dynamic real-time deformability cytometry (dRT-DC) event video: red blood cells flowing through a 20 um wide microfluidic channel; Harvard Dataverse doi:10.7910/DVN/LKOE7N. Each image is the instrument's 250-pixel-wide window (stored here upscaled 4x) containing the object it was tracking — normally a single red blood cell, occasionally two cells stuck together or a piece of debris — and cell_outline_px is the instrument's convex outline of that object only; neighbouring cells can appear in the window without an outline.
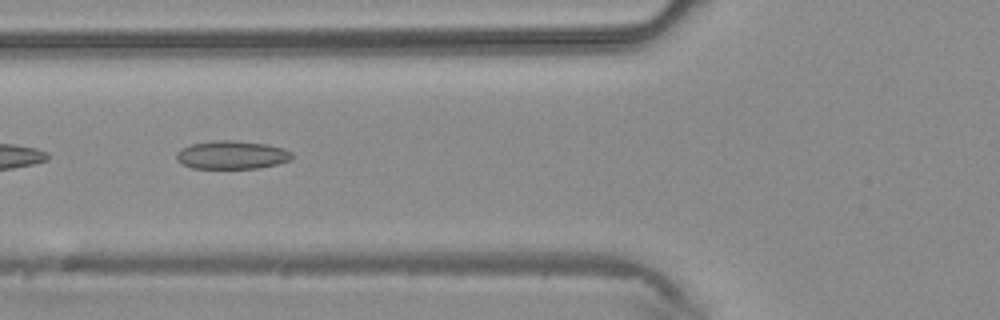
{"species": "common noctule bat (a hibernating species)", "species_latin": "Nyctalus noctula", "temperature_condition": "warm", "stored_images_in_passage": 33, "camera_frame_rate_fps": 3000, "um_per_image_px": 0.085, "animal": {"sex": "male", "body_mass_g": 20.4}, "frame": {"image": 1, "passage_image": 6, "time_ms": 1.667, "image_size_px": [1000, 320], "cell_outline_px": [[292, 156], [288, 160], [276, 164], [256, 168], [192, 168], [180, 164], [176, 160], [176, 152], [180, 148], [192, 144], [212, 140], [232, 140], [264, 144], [284, 148], [292, 152]], "centroid_in_image_um": [19.63, 13.16], "position_along_channel_um": 106.2, "area_um2": 19.02}}